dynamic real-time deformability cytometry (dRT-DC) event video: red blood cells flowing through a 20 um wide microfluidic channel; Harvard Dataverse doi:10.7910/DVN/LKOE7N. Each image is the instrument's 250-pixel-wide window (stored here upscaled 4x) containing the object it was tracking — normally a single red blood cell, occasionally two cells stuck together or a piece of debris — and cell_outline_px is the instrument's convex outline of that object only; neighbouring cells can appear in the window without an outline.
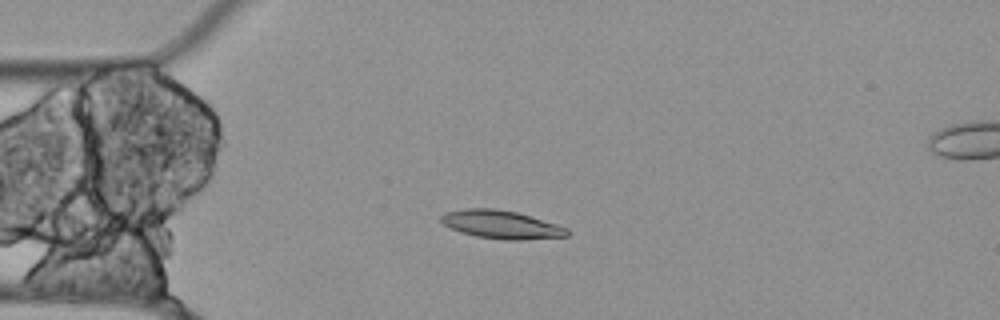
{"species": "Egyptian fruit bat (a non-hibernating species)", "species_latin": "Rousettus aegyptiacus", "temperature_condition": "cold", "stored_images_in_passage": 55, "camera_frame_rate_fps": 3000, "um_per_image_px": 0.085, "animal": {"sex": "female"}, "frame": {"image": 1, "passage_image": 13, "time_ms": 4.0, "image_size_px": [1000, 320], "cell_outline_px": [[572, 232], [568, 236], [524, 240], [504, 240], [476, 236], [460, 232], [444, 224], [440, 220], [440, 216], [444, 212], [464, 208], [496, 208], [516, 212], [556, 224], [568, 228]], "centroid_in_image_um": [42.61, 19.09], "position_along_channel_um": 42.4, "area_um2": 20.87}}
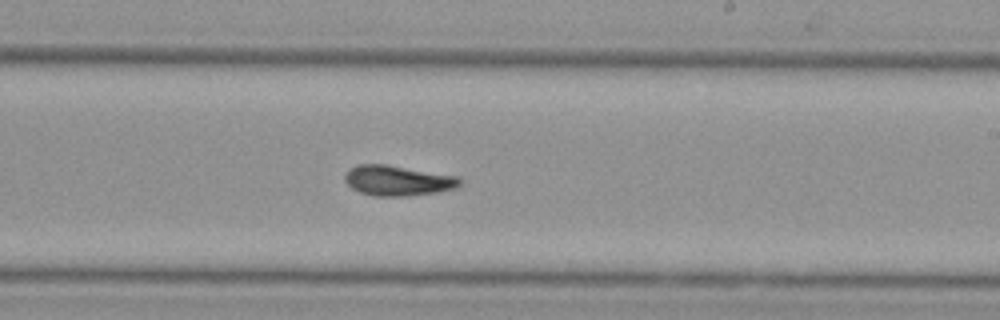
{"frame": {"image": 2, "passage_image": 32, "time_ms": 10.333, "image_size_px": [1000, 320], "cell_outline_px": [[464, 184], [456, 188], [436, 192], [408, 196], [372, 196], [360, 192], [352, 188], [344, 180], [344, 176], [352, 168], [360, 164], [388, 164], [460, 176], [464, 180]], "centroid_in_image_um": [33.9, 15.35], "position_along_channel_um": 255.1, "area_um2": 20.58}}
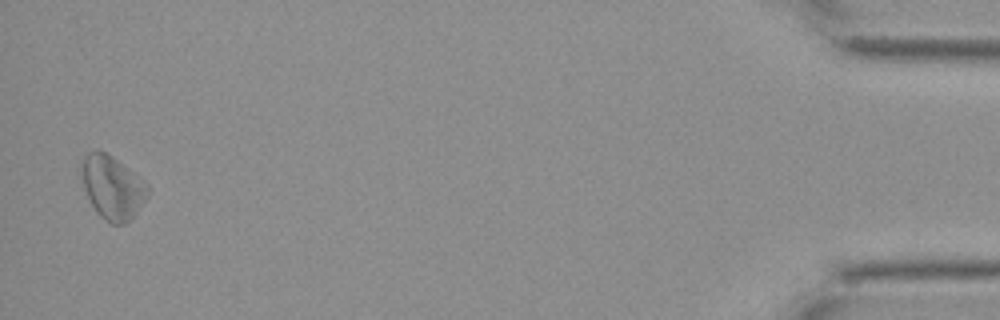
{"frame": {"image": 3, "passage_image": 54, "time_ms": 17.667, "image_size_px": [1000, 320], "cell_outline_px": [[148, 196], [136, 212], [124, 224], [112, 224], [104, 220], [96, 212], [84, 188], [80, 168], [84, 156], [88, 152], [96, 148], [112, 156], [144, 180], [148, 184]], "centroid_in_image_um": [9.54, 15.9], "position_along_channel_um": 425.7, "area_um2": 24.33}}